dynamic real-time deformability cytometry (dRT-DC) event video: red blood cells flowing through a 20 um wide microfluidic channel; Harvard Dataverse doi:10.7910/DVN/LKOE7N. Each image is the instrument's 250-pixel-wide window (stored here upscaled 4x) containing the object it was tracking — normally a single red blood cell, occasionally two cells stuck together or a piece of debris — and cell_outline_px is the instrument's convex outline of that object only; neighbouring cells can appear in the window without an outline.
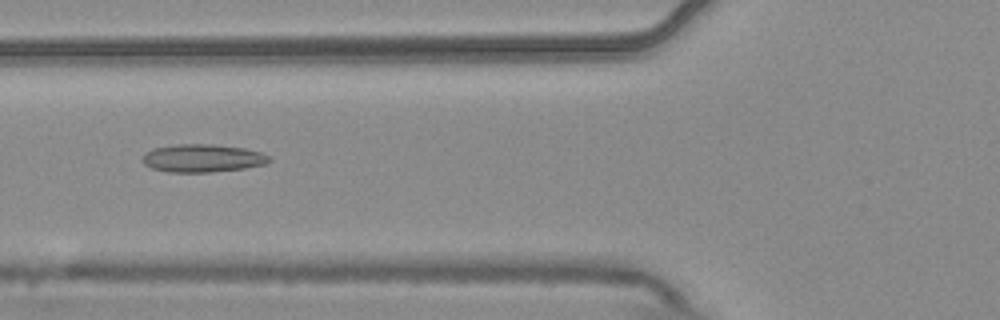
{"species": "common noctule bat (a hibernating species)", "species_latin": "Nyctalus noctula", "temperature_condition": "warm", "stored_images_in_passage": 3, "camera_frame_rate_fps": 3000, "um_per_image_px": 0.085, "animal": {"sex": "male", "body_mass_g": 20.4}, "frame": {"image": 1, "passage_image": 2, "time_ms": 0.333, "image_size_px": [1000, 320], "cell_outline_px": [[272, 160], [264, 164], [244, 168], [208, 172], [168, 172], [152, 168], [144, 164], [144, 152], [152, 148], [176, 144], [212, 144], [244, 148], [260, 152], [272, 156]], "centroid_in_image_um": [17.22, 13.44], "position_along_channel_um": 108.6, "area_um2": 20.63}}
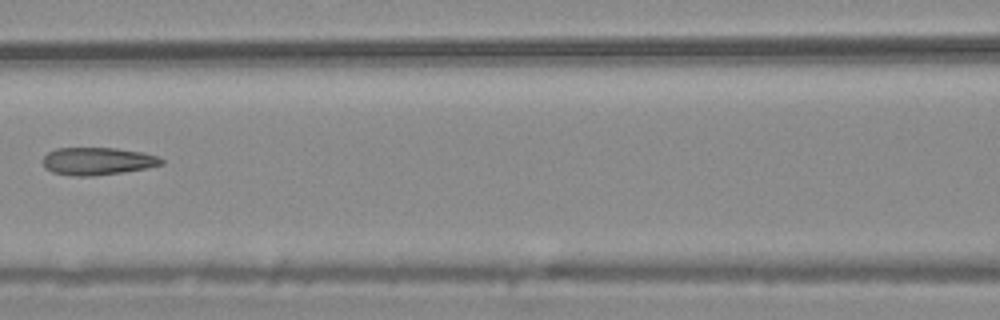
{"frame": {"image": 2, "passage_image": 3, "time_ms": 0.667, "image_size_px": [1000, 320], "cell_outline_px": [[164, 164], [124, 172], [92, 176], [72, 176], [52, 172], [44, 168], [44, 156], [48, 152], [56, 148], [116, 148], [144, 152], [156, 156], [164, 160]], "centroid_in_image_um": [8.28, 13.7], "position_along_channel_um": 158.3, "area_um2": 19.07}}